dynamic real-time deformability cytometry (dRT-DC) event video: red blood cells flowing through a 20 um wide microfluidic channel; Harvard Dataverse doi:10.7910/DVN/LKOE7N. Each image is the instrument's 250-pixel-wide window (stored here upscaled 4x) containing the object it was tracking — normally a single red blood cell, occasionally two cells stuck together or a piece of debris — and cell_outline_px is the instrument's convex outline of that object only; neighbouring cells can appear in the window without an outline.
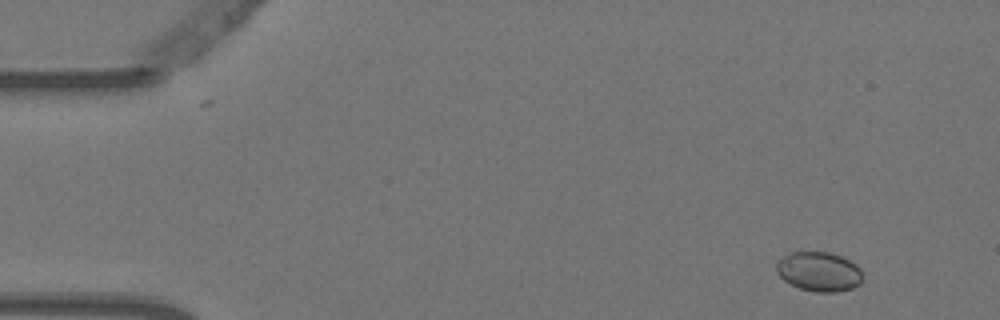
{"species": "Egyptian fruit bat (a non-hibernating species)", "species_latin": "Rousettus aegyptiacus", "temperature_condition": "warm", "stored_images_in_passage": 4, "camera_frame_rate_fps": 3000, "um_per_image_px": 0.085, "animal": {"sex": "female"}, "frame": {"image": 1, "passage_image": 1, "time_ms": 0.0, "image_size_px": [1000, 320], "cell_outline_px": [[864, 276], [860, 284], [852, 288], [836, 292], [816, 292], [800, 288], [784, 280], [776, 272], [776, 264], [784, 256], [792, 252], [828, 252], [840, 256], [856, 264], [860, 268]], "centroid_in_image_um": [69.65, 23.09], "position_along_channel_um": 15.4, "area_um2": 19.77}}
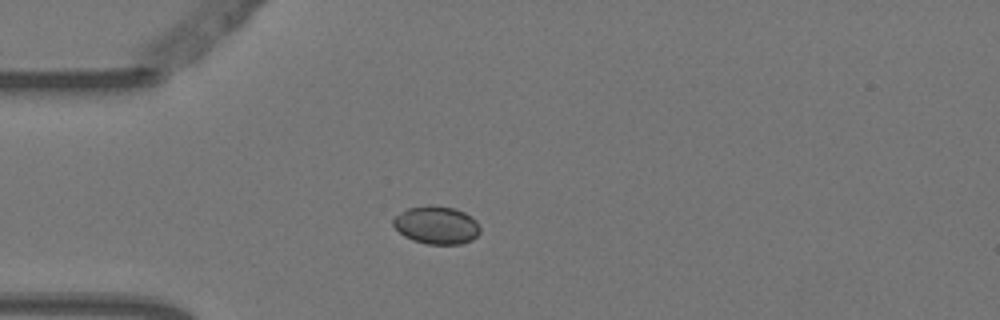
{"frame": {"image": 2, "passage_image": 4, "time_ms": 1.0, "image_size_px": [1000, 320], "cell_outline_px": [[480, 232], [472, 240], [460, 244], [428, 244], [412, 240], [404, 236], [392, 224], [392, 220], [400, 212], [408, 208], [456, 208], [472, 216], [476, 220], [480, 228]], "centroid_in_image_um": [37.13, 19.18], "position_along_channel_um": 47.9, "area_um2": 18.67}}